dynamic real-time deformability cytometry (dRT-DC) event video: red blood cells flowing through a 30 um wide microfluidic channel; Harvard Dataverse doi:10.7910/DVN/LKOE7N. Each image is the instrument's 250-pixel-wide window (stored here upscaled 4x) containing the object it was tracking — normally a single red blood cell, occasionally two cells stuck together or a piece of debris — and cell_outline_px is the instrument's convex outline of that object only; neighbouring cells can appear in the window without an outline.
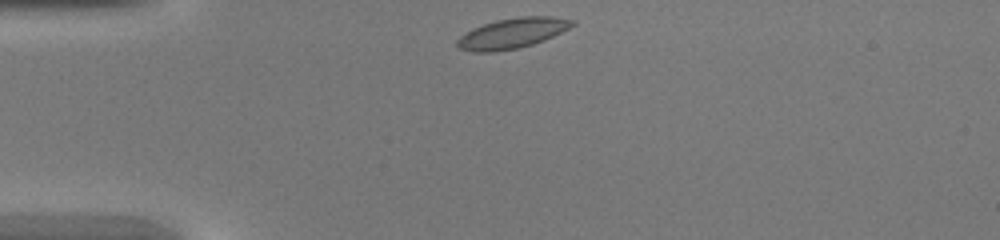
{"species": "common noctule bat (a hibernating species)", "species_latin": "Nyctalus noctula", "temperature_condition": "warm", "stored_images_in_passage": 29, "camera_frame_rate_fps": 3000, "um_per_image_px": 0.085, "animal": {"sex": "female", "body_mass_g": 20.0, "forearm_length_mm": 54.0}, "frame": {"image": 1, "passage_image": 1, "time_ms": 0.0, "image_size_px": [1000, 240], "cell_outline_px": [[576, 24], [544, 40], [520, 48], [496, 52], [472, 52], [460, 48], [456, 44], [456, 40], [460, 36], [472, 28], [496, 20], [520, 16], [552, 16], [576, 20]], "centroid_in_image_um": [43.54, 2.82], "position_along_channel_um": 41.5, "area_um2": 20.4}}
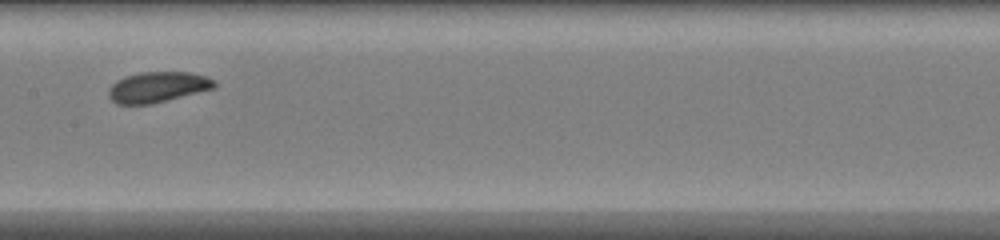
{"frame": {"image": 2, "passage_image": 13, "time_ms": 4.0, "image_size_px": [1000, 240], "cell_outline_px": [[216, 88], [148, 104], [116, 104], [108, 96], [108, 88], [116, 80], [124, 76], [140, 72], [188, 72], [204, 76], [216, 80]], "centroid_in_image_um": [13.37, 7.39], "position_along_channel_um": 194.0, "area_um2": 18.79}}
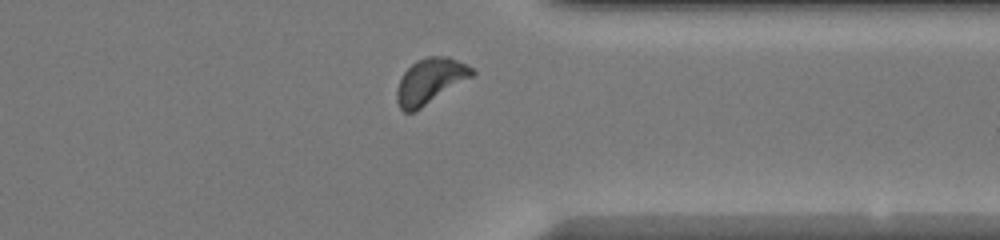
{"frame": {"image": 3, "passage_image": 25, "time_ms": 8.0, "image_size_px": [1000, 240], "cell_outline_px": [[476, 72], [472, 76], [416, 112], [404, 112], [400, 108], [396, 100], [396, 92], [400, 80], [404, 72], [416, 60], [428, 56], [448, 56], [472, 68]], "centroid_in_image_um": [36.53, 6.91], "position_along_channel_um": 374.9, "area_um2": 19.77}}